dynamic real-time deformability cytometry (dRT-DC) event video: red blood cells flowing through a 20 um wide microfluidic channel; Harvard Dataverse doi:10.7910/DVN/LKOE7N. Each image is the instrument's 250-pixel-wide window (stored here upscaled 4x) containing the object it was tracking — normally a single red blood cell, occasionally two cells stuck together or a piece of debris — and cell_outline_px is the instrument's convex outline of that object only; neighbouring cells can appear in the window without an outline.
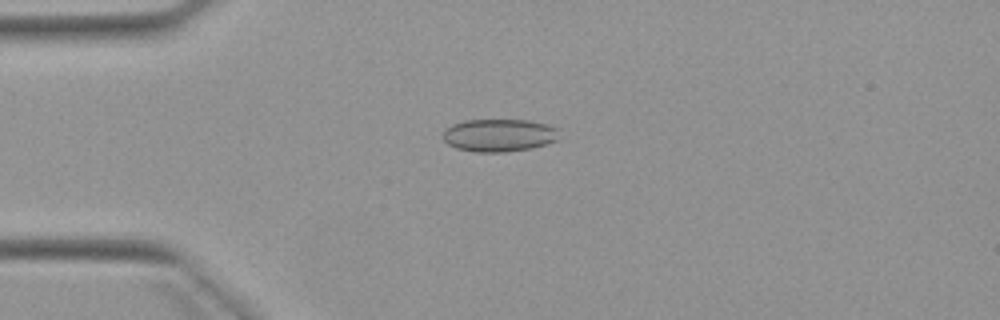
{"species": "Egyptian fruit bat (a non-hibernating species)", "species_latin": "Rousettus aegyptiacus", "temperature_condition": "warm", "stored_images_in_passage": 4, "camera_frame_rate_fps": 3000, "um_per_image_px": 0.085, "animal": {"sex": "female"}, "frame": {"image": 1, "passage_image": 2, "time_ms": 1.0, "image_size_px": [1000, 320], "cell_outline_px": [[560, 128], [556, 140], [532, 148], [504, 152], [476, 152], [456, 148], [448, 144], [444, 140], [444, 128], [452, 124], [464, 120], [528, 120], [548, 124]], "centroid_in_image_um": [42.42, 11.49], "position_along_channel_um": 42.6, "area_um2": 22.25}}
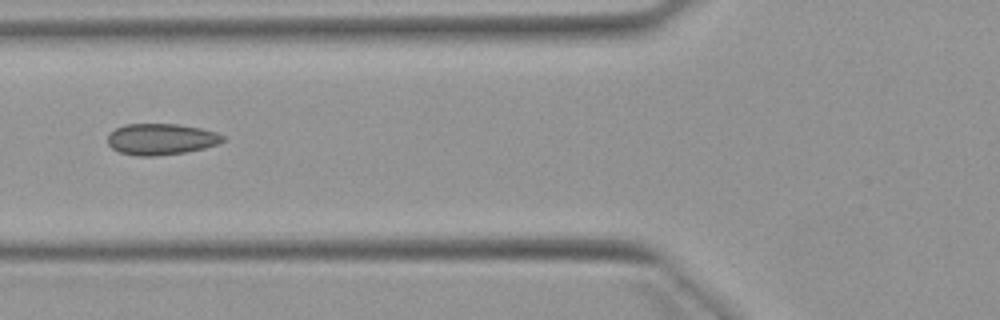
{"frame": {"image": 2, "passage_image": 4, "time_ms": 3.333, "image_size_px": [1000, 320], "cell_outline_px": [[224, 140], [216, 144], [204, 148], [184, 152], [156, 156], [136, 156], [120, 152], [112, 148], [108, 144], [108, 132], [124, 124], [176, 124], [200, 128], [216, 132], [224, 136]], "centroid_in_image_um": [13.65, 11.83], "position_along_channel_um": 112.2, "area_um2": 20.92}}